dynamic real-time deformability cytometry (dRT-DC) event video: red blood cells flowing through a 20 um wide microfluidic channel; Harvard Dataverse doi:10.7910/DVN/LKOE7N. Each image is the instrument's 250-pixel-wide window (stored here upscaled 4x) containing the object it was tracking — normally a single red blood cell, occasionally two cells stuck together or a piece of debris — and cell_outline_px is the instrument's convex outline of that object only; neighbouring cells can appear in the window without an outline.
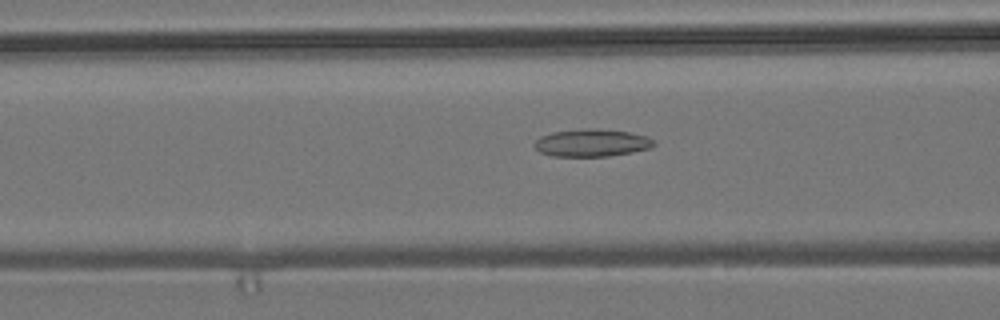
{"species": "common noctule bat (a hibernating species)", "species_latin": "Nyctalus noctula", "temperature_condition": "room temperature", "stored_images_in_passage": 54, "camera_frame_rate_fps": 3000, "um_per_image_px": 0.085, "animal": {"sex": "male", "body_mass_g": 19.2, "forearm_length_mm": 51.8}, "frame": {"image": 1, "passage_image": 21, "time_ms": 6.667, "image_size_px": [1000, 320], "cell_outline_px": [[656, 144], [652, 148], [632, 152], [608, 156], [552, 156], [540, 152], [532, 144], [540, 136], [552, 132], [588, 128], [592, 128], [628, 132], [648, 136], [656, 140]], "centroid_in_image_um": [50.33, 12.14], "position_along_channel_um": 116.3, "area_um2": 19.25}}
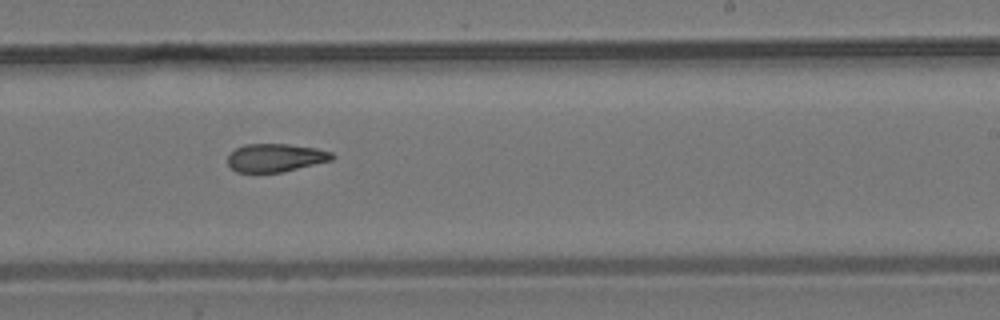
{"frame": {"image": 2, "passage_image": 33, "time_ms": 10.667, "image_size_px": [1000, 320], "cell_outline_px": [[336, 156], [332, 160], [284, 172], [236, 172], [228, 164], [228, 156], [236, 148], [244, 144], [288, 144], [316, 148], [332, 152]], "centroid_in_image_um": [23.44, 13.41], "position_along_channel_um": 265.6, "area_um2": 17.17}}
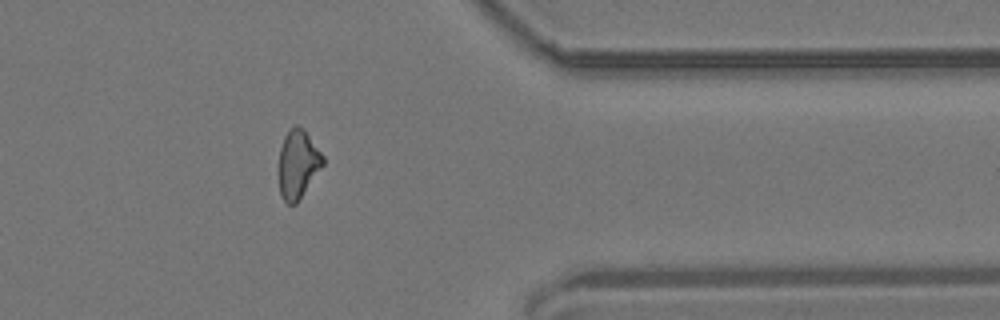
{"frame": {"image": 3, "passage_image": 44, "time_ms": 14.333, "image_size_px": [1000, 320], "cell_outline_px": [[324, 164], [296, 204], [288, 204], [284, 200], [280, 192], [280, 148], [284, 136], [296, 124], [308, 136], [324, 156]], "centroid_in_image_um": [25.33, 13.97], "position_along_channel_um": 386.1, "area_um2": 16.99}, "authors_computed_cell_mechanics": {"area_um2": 18.2648, "velocity_mm_per_s": 3.7373, "shape_relaxation_time_tau1_ms": null, "shape_relaxation_time_tau2_ms": 6.1167, "deformation_change_tau1": null, "deformation_change_tau2": 0.1533}}